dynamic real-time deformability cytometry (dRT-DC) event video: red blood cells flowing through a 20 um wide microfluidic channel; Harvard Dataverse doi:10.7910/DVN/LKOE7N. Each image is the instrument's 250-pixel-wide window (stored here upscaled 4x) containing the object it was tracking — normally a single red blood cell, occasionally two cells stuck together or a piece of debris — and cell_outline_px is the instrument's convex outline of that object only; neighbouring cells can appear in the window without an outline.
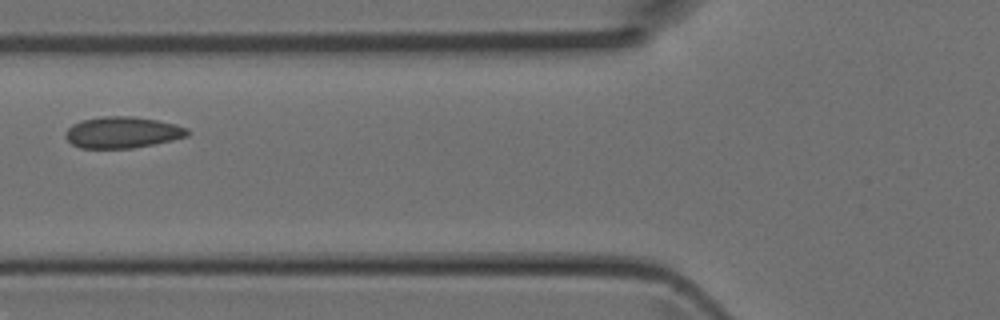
{"species": "Egyptian fruit bat (a non-hibernating species)", "species_latin": "Rousettus aegyptiacus", "temperature_condition": "room temperature", "stored_images_in_passage": 2, "camera_frame_rate_fps": 3000, "um_per_image_px": 0.085, "animal": {"sex": "female"}, "frame": {"image": 1, "passage_image": 2, "time_ms": 0.333, "image_size_px": [1000, 320], "cell_outline_px": [[188, 136], [172, 140], [132, 148], [80, 148], [72, 144], [64, 136], [64, 132], [72, 124], [80, 120], [104, 116], [132, 116], [156, 120], [176, 124], [188, 128]], "centroid_in_image_um": [10.37, 11.25], "position_along_channel_um": 115.4, "area_um2": 22.31}}